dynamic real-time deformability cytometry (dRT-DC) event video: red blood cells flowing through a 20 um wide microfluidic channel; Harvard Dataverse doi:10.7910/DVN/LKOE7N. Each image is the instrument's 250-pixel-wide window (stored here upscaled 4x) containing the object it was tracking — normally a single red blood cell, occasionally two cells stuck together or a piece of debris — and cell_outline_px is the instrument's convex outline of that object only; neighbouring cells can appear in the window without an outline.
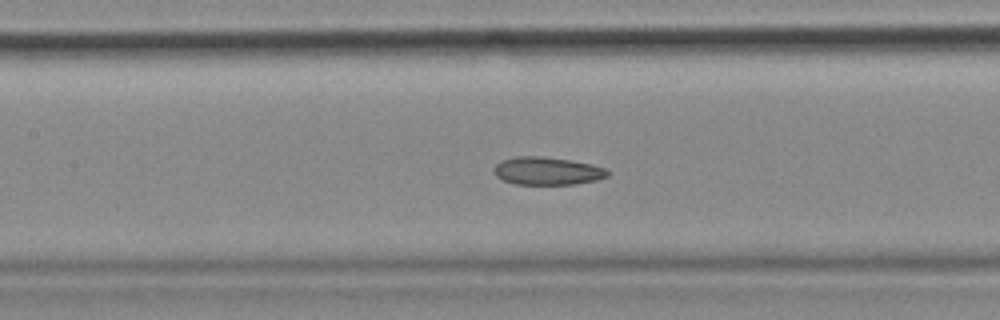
{"species": "common noctule bat (a hibernating species)", "species_latin": "Nyctalus noctula", "temperature_condition": "cold", "stored_images_in_passage": 53, "camera_frame_rate_fps": 3000, "um_per_image_px": 0.085, "animal": {"sex": "female", "body_mass_g": 18.4}, "frame": {"image": 1, "passage_image": 23, "time_ms": 7.333, "image_size_px": [1000, 320], "cell_outline_px": [[608, 176], [596, 180], [576, 184], [516, 184], [504, 180], [496, 176], [492, 172], [492, 168], [500, 160], [516, 156], [540, 156], [568, 160], [592, 164], [604, 168], [608, 172]], "centroid_in_image_um": [46.46, 14.53], "position_along_channel_um": 160.9, "area_um2": 18.44}, "authors_computed_cell_mechanics": {"area_um2": 19.5364, "velocity_mm_per_s": 3.6622, "shape_relaxation_time_tau1_ms": null, "shape_relaxation_time_tau2_ms": 4.4007, "deformation_change_tau1": null, "deformation_change_tau2": 0.0922}}